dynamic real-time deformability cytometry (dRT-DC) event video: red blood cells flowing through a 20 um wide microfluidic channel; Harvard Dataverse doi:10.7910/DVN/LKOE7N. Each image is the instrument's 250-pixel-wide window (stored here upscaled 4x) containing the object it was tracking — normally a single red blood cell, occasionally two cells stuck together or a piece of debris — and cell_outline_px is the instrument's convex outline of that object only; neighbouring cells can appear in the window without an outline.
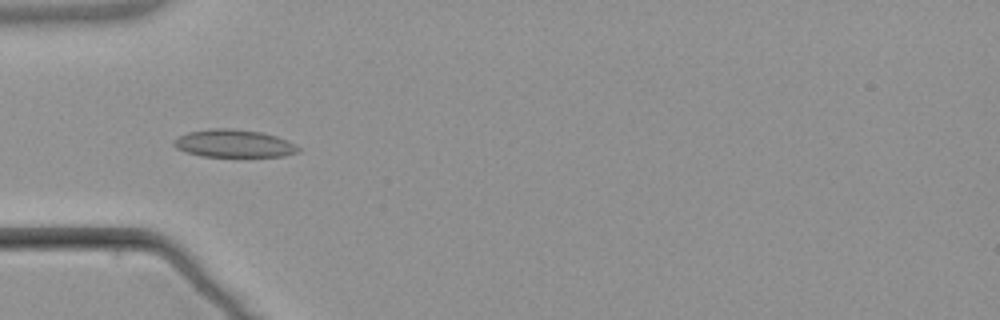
{"species": "common noctule bat (a hibernating species)", "species_latin": "Nyctalus noctula", "temperature_condition": "warm", "stored_images_in_passage": 7, "camera_frame_rate_fps": 3000, "um_per_image_px": 0.085, "animal": {"sex": "male", "body_mass_g": 21.5, "forearm_length_mm": 52.0}, "frame": {"image": 1, "passage_image": 5, "time_ms": 5.0, "image_size_px": [1000, 320], "cell_outline_px": [[300, 152], [284, 156], [200, 156], [176, 148], [172, 144], [172, 140], [188, 132], [212, 128], [232, 128], [260, 132], [276, 136], [288, 140], [296, 144], [300, 148]], "centroid_in_image_um": [19.89, 12.19], "position_along_channel_um": 65.1, "area_um2": 20.11}}
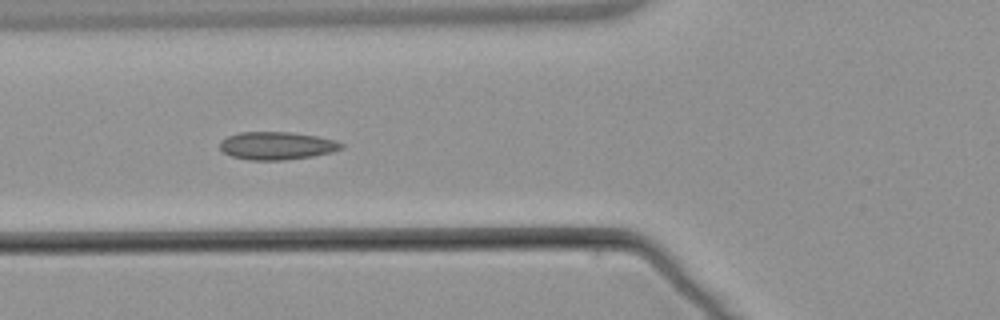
{"frame": {"image": 2, "passage_image": 6, "time_ms": 6.0, "image_size_px": [1000, 320], "cell_outline_px": [[344, 148], [332, 152], [312, 156], [284, 160], [248, 160], [232, 156], [224, 152], [220, 148], [220, 140], [228, 136], [240, 132], [292, 132], [316, 136], [336, 140], [344, 144]], "centroid_in_image_um": [23.54, 12.38], "position_along_channel_um": 102.3, "area_um2": 19.77}}